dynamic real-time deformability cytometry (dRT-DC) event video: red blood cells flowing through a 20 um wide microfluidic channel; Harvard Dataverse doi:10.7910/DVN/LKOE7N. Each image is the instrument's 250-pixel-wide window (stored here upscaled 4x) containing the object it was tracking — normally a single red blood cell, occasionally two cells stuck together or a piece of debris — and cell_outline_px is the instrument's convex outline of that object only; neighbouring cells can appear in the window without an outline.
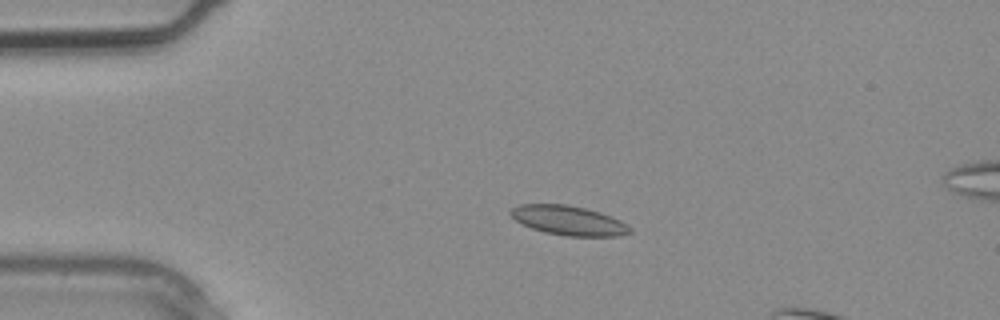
{"species": "common noctule bat (a hibernating species)", "species_latin": "Nyctalus noctula", "temperature_condition": "warm", "stored_images_in_passage": 4, "camera_frame_rate_fps": 3000, "um_per_image_px": 0.085, "animal": {"sex": "male", "body_mass_g": 20.4}, "frame": {"image": 1, "passage_image": 2, "time_ms": 0.333, "image_size_px": [1000, 320], "cell_outline_px": [[632, 232], [616, 236], [564, 236], [544, 232], [532, 228], [516, 220], [508, 212], [512, 208], [520, 204], [568, 204], [600, 212], [620, 220], [632, 228]], "centroid_in_image_um": [48.33, 18.74], "position_along_channel_um": 36.7, "area_um2": 20.4}}